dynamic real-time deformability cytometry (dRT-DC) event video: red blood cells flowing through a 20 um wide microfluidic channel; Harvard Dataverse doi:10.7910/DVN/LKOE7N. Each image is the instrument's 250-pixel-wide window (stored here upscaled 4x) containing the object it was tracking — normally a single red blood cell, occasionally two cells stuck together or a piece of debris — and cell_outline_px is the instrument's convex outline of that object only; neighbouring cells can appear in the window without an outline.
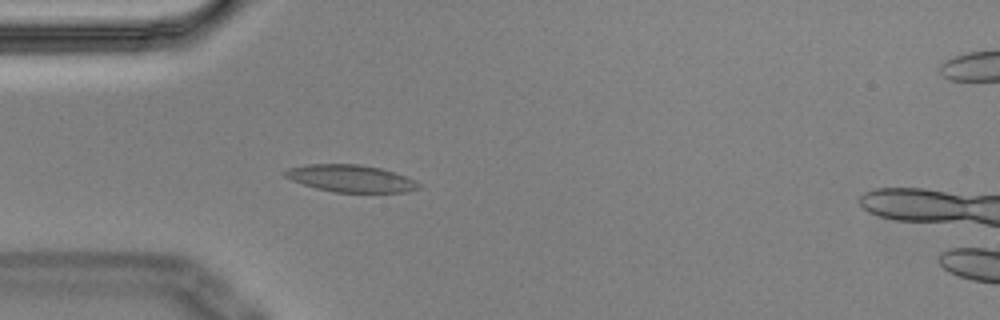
{"species": "Egyptian fruit bat (a non-hibernating species)", "species_latin": "Rousettus aegyptiacus", "temperature_condition": "cold", "stored_images_in_passage": 3, "camera_frame_rate_fps": 3000, "um_per_image_px": 0.085, "animal": {"sex": "male"}, "frame": {"image": 1, "passage_image": 3, "time_ms": 0.667, "image_size_px": [1000, 320], "cell_outline_px": [[420, 188], [408, 192], [332, 192], [316, 188], [292, 180], [284, 176], [284, 172], [288, 168], [308, 164], [360, 164], [380, 168], [416, 180], [420, 184]], "centroid_in_image_um": [29.82, 15.17], "position_along_channel_um": 55.2, "area_um2": 21.04}}